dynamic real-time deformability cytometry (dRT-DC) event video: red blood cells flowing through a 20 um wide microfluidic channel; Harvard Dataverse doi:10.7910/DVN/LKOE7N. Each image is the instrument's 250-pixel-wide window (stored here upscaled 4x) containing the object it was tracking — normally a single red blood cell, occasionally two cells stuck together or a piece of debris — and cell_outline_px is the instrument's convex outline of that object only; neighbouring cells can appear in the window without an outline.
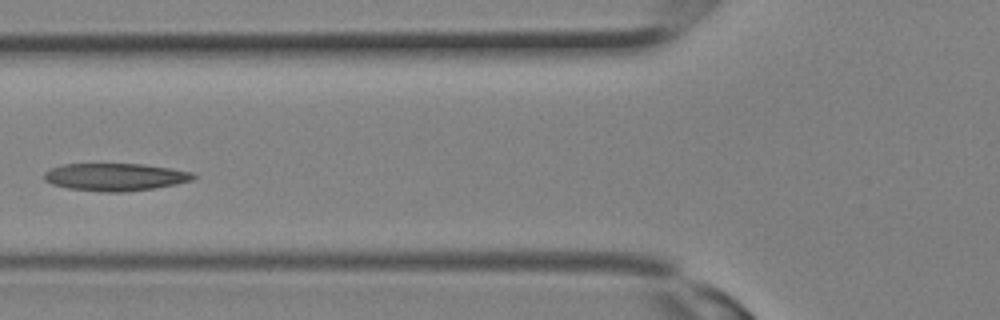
{"species": "Egyptian fruit bat (a non-hibernating species)", "species_latin": "Rousettus aegyptiacus", "temperature_condition": "room temperature", "stored_images_in_passage": 11, "camera_frame_rate_fps": 3000, "um_per_image_px": 0.085, "animal": {"sex": "female"}, "frame": {"image": 1, "passage_image": 10, "time_ms": 3.0, "image_size_px": [1000, 320], "cell_outline_px": [[196, 176], [192, 180], [176, 184], [152, 188], [124, 192], [104, 192], [68, 188], [52, 184], [44, 180], [44, 172], [52, 168], [64, 164], [144, 164], [172, 168], [192, 172]], "centroid_in_image_um": [9.8, 15.04], "position_along_channel_um": 116.0, "area_um2": 23.87}}